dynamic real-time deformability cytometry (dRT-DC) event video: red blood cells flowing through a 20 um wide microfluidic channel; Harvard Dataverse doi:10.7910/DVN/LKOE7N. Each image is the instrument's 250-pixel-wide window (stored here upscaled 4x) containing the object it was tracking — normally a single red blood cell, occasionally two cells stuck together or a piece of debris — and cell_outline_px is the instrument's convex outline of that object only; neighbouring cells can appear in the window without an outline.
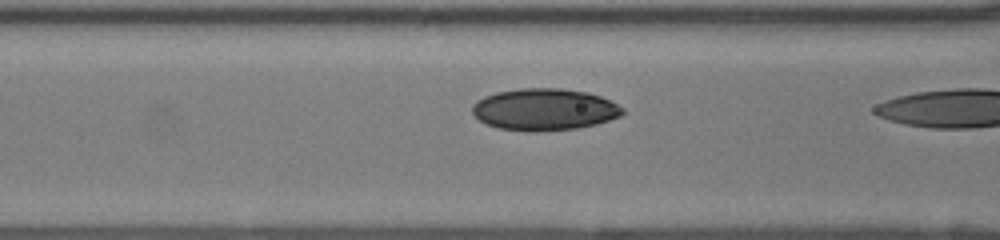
{"species": "human", "species_latin": "Homo sapiens", "temperature_condition": "room temperature", "stored_images_in_passage": 13, "camera_frame_rate_fps": 3000, "um_per_image_px": 0.085, "donor": {"sex": "female"}, "frame": {"image": 1, "passage_image": 11, "time_ms": 3.333, "image_size_px": [1000, 240], "cell_outline_px": [[624, 112], [620, 116], [596, 124], [576, 128], [500, 128], [484, 124], [472, 112], [472, 104], [476, 100], [484, 96], [496, 92], [520, 88], [560, 88], [588, 92], [600, 96], [624, 108]], "centroid_in_image_um": [46.26, 9.24], "position_along_channel_um": 120.3, "area_um2": 35.55}}